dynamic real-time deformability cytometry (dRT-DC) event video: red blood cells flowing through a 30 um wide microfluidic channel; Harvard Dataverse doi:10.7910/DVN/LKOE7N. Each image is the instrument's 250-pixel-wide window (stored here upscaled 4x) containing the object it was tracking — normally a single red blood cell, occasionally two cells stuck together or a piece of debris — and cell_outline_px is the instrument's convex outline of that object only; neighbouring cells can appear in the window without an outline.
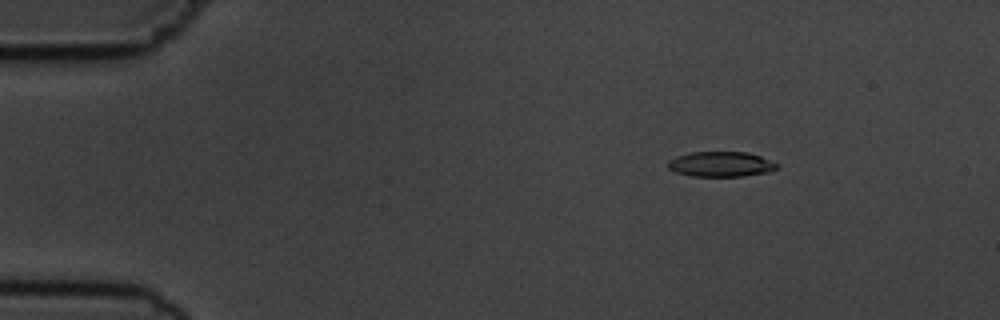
{"species": "common noctule bat (a hibernating species)", "species_latin": "Nyctalus noctula", "temperature_condition": "cold", "stored_images_in_passage": 5, "camera_frame_rate_fps": 3000, "um_per_image_px": 0.085, "animal": {"sex": "male", "body_mass_g": 19.5, "forearm_length_mm": 54.6}, "frame": {"image": 1, "passage_image": 2, "time_ms": 1.0, "image_size_px": [1000, 320], "cell_outline_px": [[776, 168], [768, 172], [744, 176], [692, 176], [676, 172], [668, 168], [668, 160], [676, 156], [692, 152], [748, 152], [760, 156], [776, 164]], "centroid_in_image_um": [61.23, 13.95], "position_along_channel_um": 23.8, "area_um2": 15.78}}
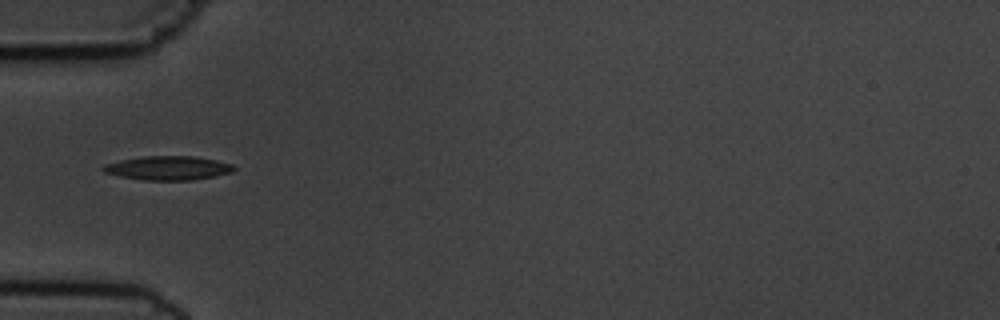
{"frame": {"image": 2, "passage_image": 5, "time_ms": 4.333, "image_size_px": [1000, 320], "cell_outline_px": [[236, 168], [232, 172], [216, 176], [192, 180], [144, 180], [120, 176], [104, 172], [100, 168], [104, 164], [120, 160], [144, 156], [196, 156], [216, 160], [232, 164]], "centroid_in_image_um": [14.29, 14.28], "position_along_channel_um": 70.7, "area_um2": 18.32}}